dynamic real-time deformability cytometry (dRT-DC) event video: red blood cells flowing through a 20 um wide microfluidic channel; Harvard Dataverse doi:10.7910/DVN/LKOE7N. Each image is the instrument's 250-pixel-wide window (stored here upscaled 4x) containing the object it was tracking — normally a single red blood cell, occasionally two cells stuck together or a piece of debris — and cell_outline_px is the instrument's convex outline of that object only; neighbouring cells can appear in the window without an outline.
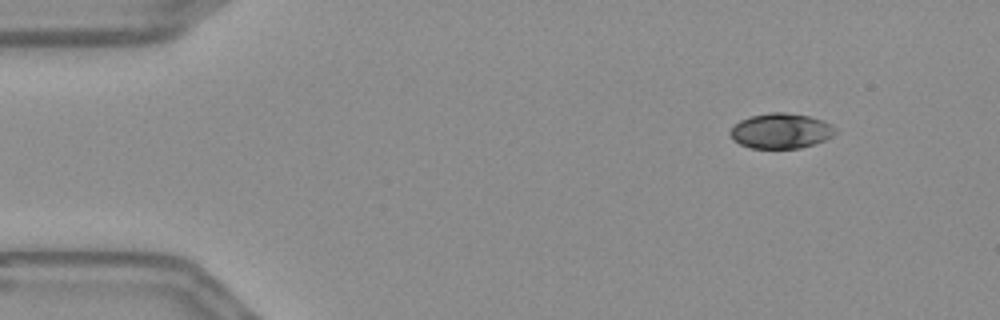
{"species": "Egyptian fruit bat (a non-hibernating species)", "species_latin": "Rousettus aegyptiacus", "temperature_condition": "warm", "stored_images_in_passage": 50, "camera_frame_rate_fps": 3000, "um_per_image_px": 0.085, "frame": {"image": 1, "passage_image": 1, "time_ms": 0.0, "image_size_px": [1000, 320], "cell_outline_px": [[836, 132], [832, 136], [816, 144], [800, 148], [752, 148], [740, 144], [732, 140], [728, 132], [740, 120], [752, 116], [772, 112], [784, 112], [808, 116], [824, 120], [832, 124], [836, 128]], "centroid_in_image_um": [66.39, 11.13], "position_along_channel_um": 18.6, "area_um2": 21.62}}
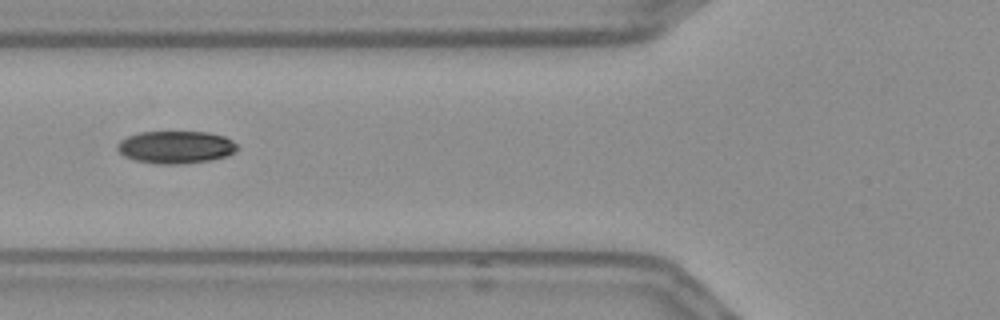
{"frame": {"image": 2, "passage_image": 16, "time_ms": 5.0, "image_size_px": [1000, 320], "cell_outline_px": [[240, 148], [236, 152], [228, 156], [212, 160], [180, 164], [156, 164], [132, 160], [124, 156], [116, 148], [116, 144], [120, 140], [128, 136], [140, 132], [208, 132], [224, 136], [232, 140]], "centroid_in_image_um": [14.95, 12.52], "position_along_channel_um": 110.8, "area_um2": 23.06}}
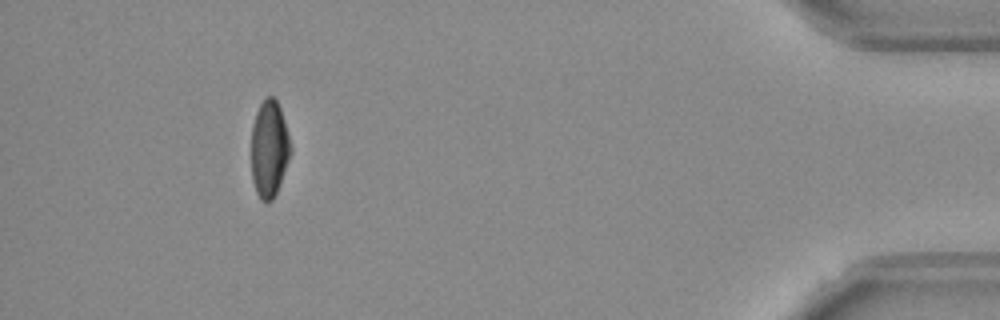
{"frame": {"image": 3, "passage_image": 46, "time_ms": 15.0, "image_size_px": [1000, 320], "cell_outline_px": [[292, 152], [276, 192], [272, 200], [268, 204], [260, 200], [256, 192], [252, 180], [252, 124], [256, 112], [260, 104], [268, 96], [272, 96], [276, 100], [280, 108], [284, 120], [292, 148]], "centroid_in_image_um": [22.88, 12.67], "position_along_channel_um": 412.3, "area_um2": 22.14}, "authors_computed_cell_mechanics": {"area_um2": 22.7154, "velocity_mm_per_s": 3.6457, "shape_relaxation_time_tau1_ms": 4.2059, "shape_relaxation_time_tau2_ms": 5.3029, "deformation_change_tau1": 0.1738, "deformation_change_tau2": 0.0764}}